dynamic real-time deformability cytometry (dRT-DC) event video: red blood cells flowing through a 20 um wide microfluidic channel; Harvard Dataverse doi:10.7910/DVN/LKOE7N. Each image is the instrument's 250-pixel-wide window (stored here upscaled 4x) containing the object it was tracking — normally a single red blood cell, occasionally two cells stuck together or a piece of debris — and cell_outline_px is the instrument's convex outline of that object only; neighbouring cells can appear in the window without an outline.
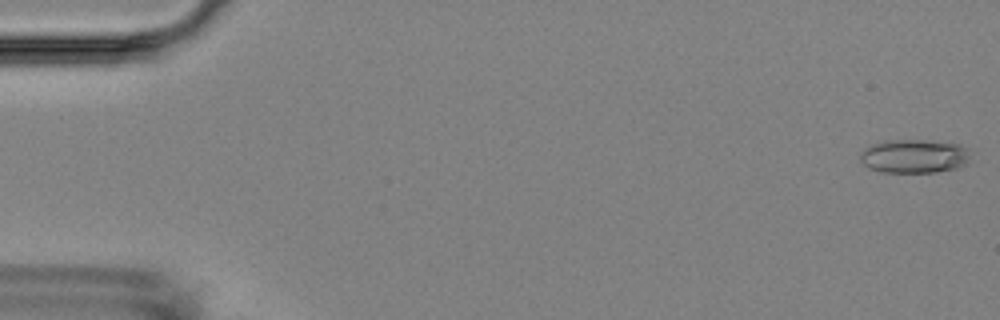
{"species": "Egyptian fruit bat (a non-hibernating species)", "species_latin": "Rousettus aegyptiacus", "temperature_condition": "room temperature", "stored_images_in_passage": 6, "camera_frame_rate_fps": 3000, "um_per_image_px": 0.085, "animal": {"sex": "female"}, "frame": {"image": 1, "passage_image": 1, "time_ms": 0.0, "image_size_px": [1000, 320], "cell_outline_px": [[968, 164], [956, 168], [936, 172], [880, 172], [868, 168], [860, 160], [860, 152], [864, 148], [872, 144], [884, 140], [924, 140], [960, 144], [968, 148]], "centroid_in_image_um": [77.68, 13.27], "position_along_channel_um": 7.3, "area_um2": 21.85}}